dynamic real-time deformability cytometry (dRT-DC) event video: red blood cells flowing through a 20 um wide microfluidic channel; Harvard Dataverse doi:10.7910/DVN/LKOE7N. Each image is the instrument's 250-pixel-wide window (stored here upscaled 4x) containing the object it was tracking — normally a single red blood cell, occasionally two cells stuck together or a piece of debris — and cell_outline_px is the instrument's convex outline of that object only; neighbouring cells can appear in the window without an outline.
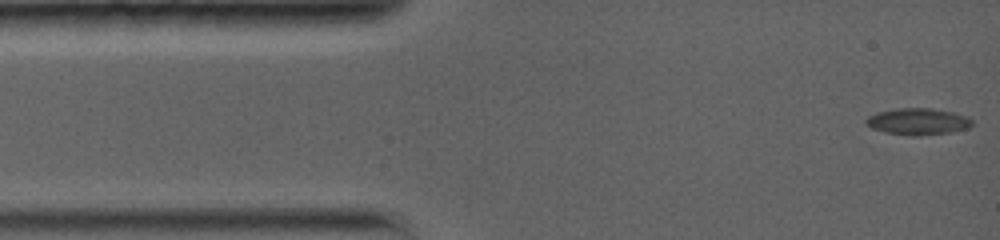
{"species": "common noctule bat (a hibernating species)", "species_latin": "Nyctalus noctula", "temperature_condition": "warm", "stored_images_in_passage": 73, "camera_frame_rate_fps": 5000, "um_per_image_px": 0.085, "animal": {"sex": "female", "body_mass_g": 19.0, "forearm_length_mm": 56.7}, "frame": {"image": 1, "passage_image": 1, "time_ms": 0.0, "image_size_px": [1000, 240], "cell_outline_px": [[972, 124], [968, 128], [948, 132], [920, 136], [912, 136], [884, 132], [872, 128], [864, 120], [868, 116], [876, 112], [896, 108], [932, 108], [952, 112], [964, 116], [972, 120]], "centroid_in_image_um": [77.98, 10.32], "position_along_channel_um": 7.0, "area_um2": 16.36}}
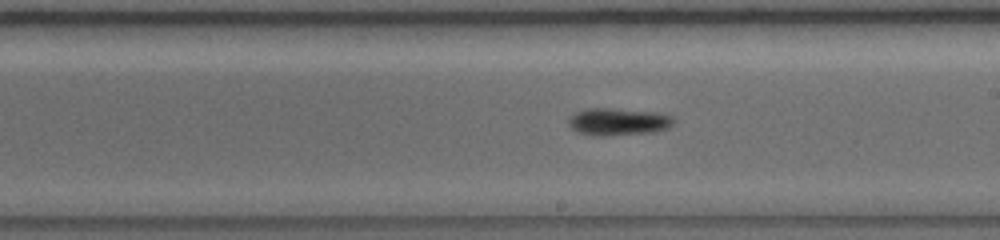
{"frame": {"image": 2, "passage_image": 41, "time_ms": 8.0, "image_size_px": [1000, 240], "cell_outline_px": [[676, 120], [668, 128], [652, 132], [604, 136], [596, 136], [576, 132], [568, 124], [568, 120], [576, 112], [588, 108], [612, 108], [656, 112], [672, 116]], "centroid_in_image_um": [52.55, 10.34], "position_along_channel_um": 236.5, "area_um2": 16.76}}
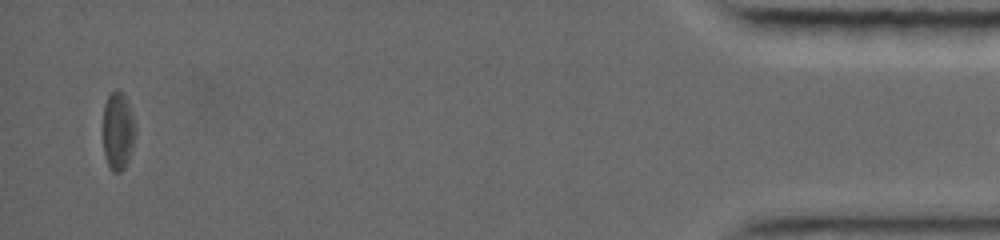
{"frame": {"image": 3, "passage_image": 72, "time_ms": 15.8, "image_size_px": [1000, 240], "cell_outline_px": [[136, 136], [128, 160], [124, 168], [120, 172], [112, 172], [108, 164], [104, 152], [104, 104], [108, 96], [116, 88], [124, 96], [128, 104], [136, 124]], "centroid_in_image_um": [10.05, 11.14], "position_along_channel_um": 425.2, "area_um2": 14.57}}